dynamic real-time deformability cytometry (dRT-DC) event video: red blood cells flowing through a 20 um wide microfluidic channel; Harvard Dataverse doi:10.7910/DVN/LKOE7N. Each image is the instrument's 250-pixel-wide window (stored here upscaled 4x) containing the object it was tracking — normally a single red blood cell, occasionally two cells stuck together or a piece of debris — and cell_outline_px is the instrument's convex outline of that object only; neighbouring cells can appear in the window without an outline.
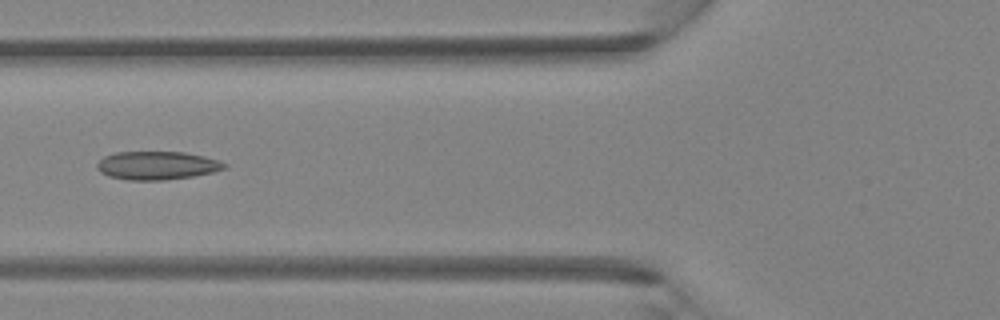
{"species": "Egyptian fruit bat (a non-hibernating species)", "species_latin": "Rousettus aegyptiacus", "temperature_condition": "room temperature", "stored_images_in_passage": 5, "camera_frame_rate_fps": 3000, "um_per_image_px": 0.085, "animal": {"sex": "female"}, "frame": {"image": 1, "passage_image": 5, "time_ms": 1.333, "image_size_px": [1000, 320], "cell_outline_px": [[228, 168], [212, 172], [192, 176], [164, 180], [128, 180], [108, 176], [100, 172], [96, 168], [96, 164], [104, 156], [116, 152], [184, 152], [204, 156], [220, 160], [228, 164]], "centroid_in_image_um": [13.36, 14.06], "position_along_channel_um": 112.4, "area_um2": 21.15}}